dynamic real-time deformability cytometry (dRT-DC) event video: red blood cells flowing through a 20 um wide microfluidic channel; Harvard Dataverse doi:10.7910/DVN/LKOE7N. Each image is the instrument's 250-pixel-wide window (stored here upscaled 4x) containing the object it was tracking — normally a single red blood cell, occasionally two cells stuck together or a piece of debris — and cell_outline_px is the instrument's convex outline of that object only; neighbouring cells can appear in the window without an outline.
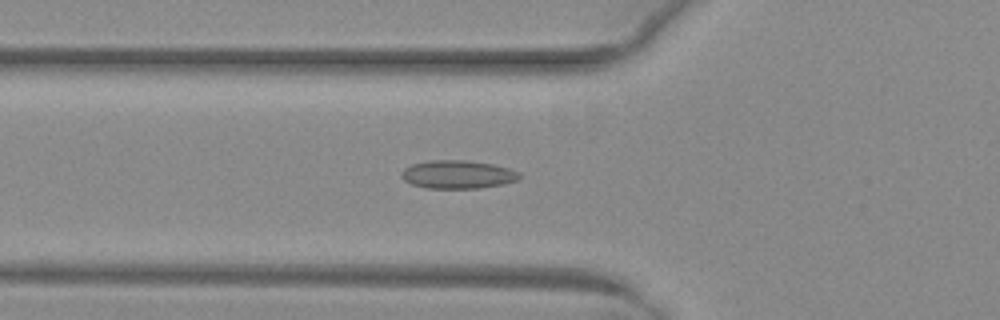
{"species": "common noctule bat (a hibernating species)", "species_latin": "Nyctalus noctula", "temperature_condition": "warm", "stored_images_in_passage": 49, "camera_frame_rate_fps": 3000, "um_per_image_px": 0.085, "animal": {"sex": "female", "body_mass_g": 29.2, "forearm_length_mm": 56.3}, "frame": {"image": 1, "passage_image": 16, "time_ms": 5.0, "image_size_px": [1000, 320], "cell_outline_px": [[520, 176], [516, 180], [504, 184], [480, 188], [424, 188], [412, 184], [404, 180], [400, 176], [400, 172], [404, 168], [412, 164], [432, 160], [464, 160], [492, 164], [508, 168], [520, 172]], "centroid_in_image_um": [38.88, 14.83], "position_along_channel_um": 86.9, "area_um2": 19.42}}
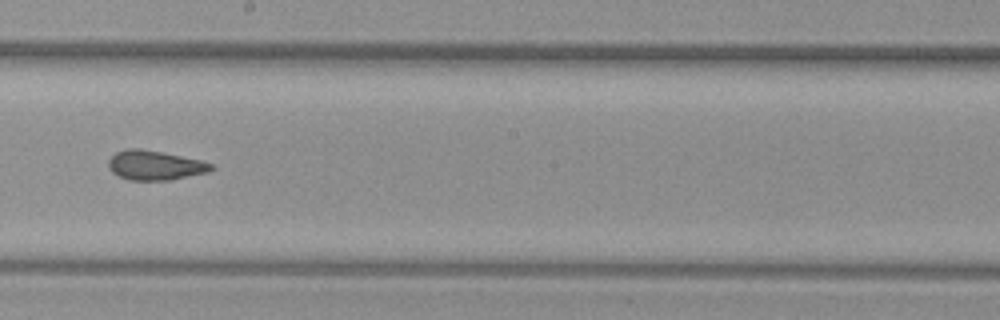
{"frame": {"image": 2, "passage_image": 27, "time_ms": 8.667, "image_size_px": [1000, 320], "cell_outline_px": [[216, 168], [208, 172], [168, 180], [128, 180], [112, 172], [108, 168], [108, 160], [116, 152], [128, 148], [140, 148], [200, 160], [212, 164]], "centroid_in_image_um": [13.15, 14.05], "position_along_channel_um": 235.1, "area_um2": 17.51}}
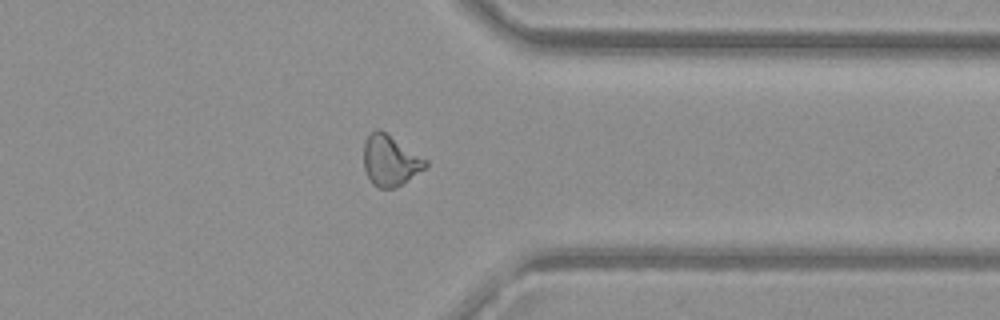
{"frame": {"image": 3, "passage_image": 38, "time_ms": 12.333, "image_size_px": [1000, 320], "cell_outline_px": [[428, 164], [424, 168], [396, 188], [380, 188], [372, 184], [364, 168], [364, 144], [368, 136], [376, 128], [380, 128], [428, 160]], "centroid_in_image_um": [33.16, 13.63], "position_along_channel_um": 378.2, "area_um2": 18.15}, "authors_computed_cell_mechanics": {"area_um2": 18.3226, "velocity_mm_per_s": 4.0242, "shape_relaxation_time_tau1_ms": null, "shape_relaxation_time_tau2_ms": 1.6759, "deformation_change_tau1": null, "deformation_change_tau2": 0.0819}}